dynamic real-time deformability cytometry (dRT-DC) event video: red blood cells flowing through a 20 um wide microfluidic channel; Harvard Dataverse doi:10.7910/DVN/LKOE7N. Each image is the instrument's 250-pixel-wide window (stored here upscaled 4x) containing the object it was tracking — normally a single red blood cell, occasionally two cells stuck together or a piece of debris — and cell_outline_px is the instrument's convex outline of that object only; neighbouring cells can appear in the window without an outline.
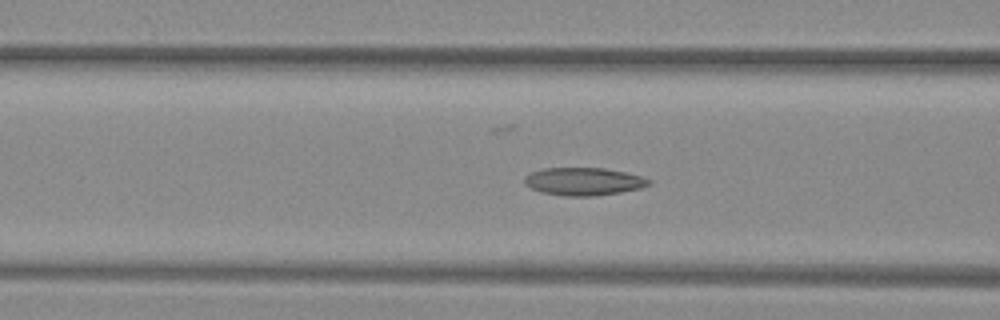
{"species": "common noctule bat (a hibernating species)", "species_latin": "Nyctalus noctula", "temperature_condition": "warm", "stored_images_in_passage": 52, "camera_frame_rate_fps": 3000, "um_per_image_px": 0.085, "animal": {"sex": "female", "body_mass_g": 29.2, "forearm_length_mm": 56.3}, "frame": {"image": 1, "passage_image": 21, "time_ms": 6.667, "image_size_px": [1000, 320], "cell_outline_px": [[652, 184], [640, 188], [620, 192], [596, 196], [564, 196], [540, 192], [524, 184], [524, 176], [532, 172], [544, 168], [604, 168], [624, 172], [640, 176], [652, 180]], "centroid_in_image_um": [49.6, 15.43], "position_along_channel_um": 117.0, "area_um2": 20.17}}
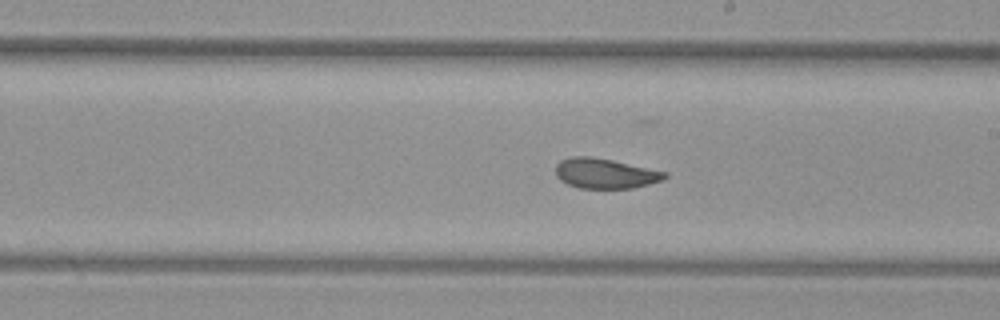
{"frame": {"image": 2, "passage_image": 30, "time_ms": 9.667, "image_size_px": [1000, 320], "cell_outline_px": [[668, 176], [664, 180], [632, 188], [580, 188], [568, 184], [560, 180], [556, 176], [556, 164], [560, 160], [572, 156], [592, 156], [612, 160], [668, 172]], "centroid_in_image_um": [51.44, 14.73], "position_along_channel_um": 237.6, "area_um2": 19.19}}
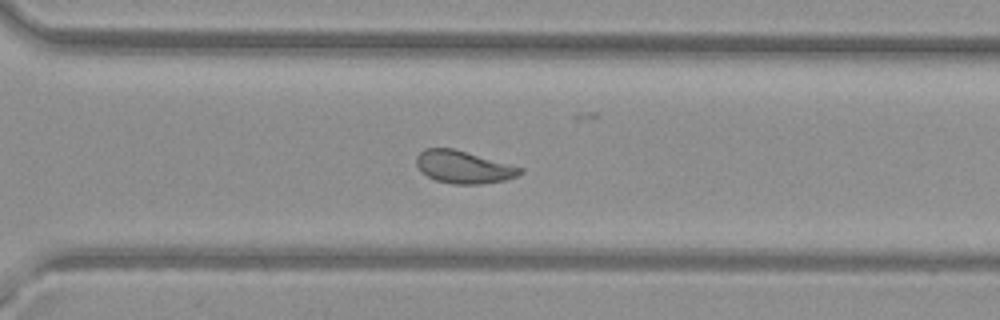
{"frame": {"image": 3, "passage_image": 37, "time_ms": 12.0, "image_size_px": [1000, 320], "cell_outline_px": [[524, 172], [516, 176], [504, 180], [480, 184], [452, 184], [436, 180], [420, 172], [416, 164], [416, 156], [424, 148], [452, 148], [524, 168]], "centroid_in_image_um": [39.37, 14.2], "position_along_channel_um": 331.2, "area_um2": 19.59}, "authors_computed_cell_mechanics": {"area_um2": 21.1259, "velocity_mm_per_s": 4.0245, "shape_relaxation_time_tau1_ms": 11.1768, "shape_relaxation_time_tau2_ms": 1.9798, "deformation_change_tau1": 0.2262, "deformation_change_tau2": 0.0851}}